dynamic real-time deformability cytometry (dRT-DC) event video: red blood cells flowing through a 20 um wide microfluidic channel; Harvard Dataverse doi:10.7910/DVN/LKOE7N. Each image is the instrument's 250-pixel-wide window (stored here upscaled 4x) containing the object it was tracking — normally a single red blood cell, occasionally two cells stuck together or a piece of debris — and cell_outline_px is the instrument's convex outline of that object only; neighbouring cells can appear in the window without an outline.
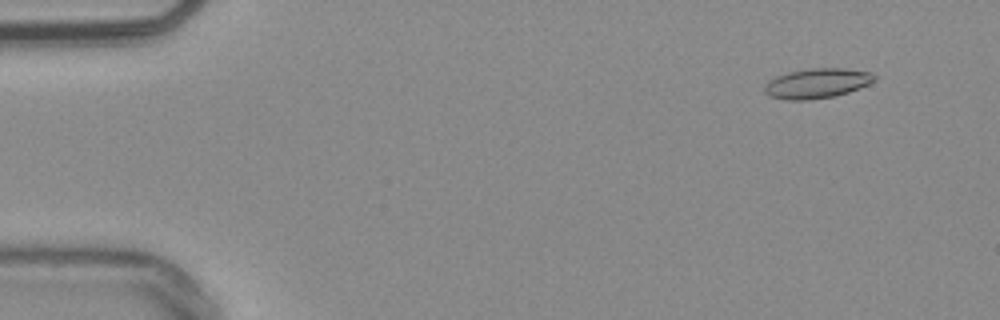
{"species": "common noctule bat (a hibernating species)", "species_latin": "Nyctalus noctula", "temperature_condition": "warm", "stored_images_in_passage": 54, "camera_frame_rate_fps": 3000, "um_per_image_px": 0.085, "animal": {"sex": "male", "body_mass_g": 20.4}, "frame": {"image": 1, "passage_image": 5, "time_ms": 1.333, "image_size_px": [1000, 320], "cell_outline_px": [[876, 80], [860, 88], [836, 96], [808, 100], [784, 100], [768, 96], [764, 92], [764, 84], [776, 76], [788, 72], [808, 68], [844, 68], [868, 72], [876, 76]], "centroid_in_image_um": [69.41, 7.09], "position_along_channel_um": 15.6, "area_um2": 19.31}}
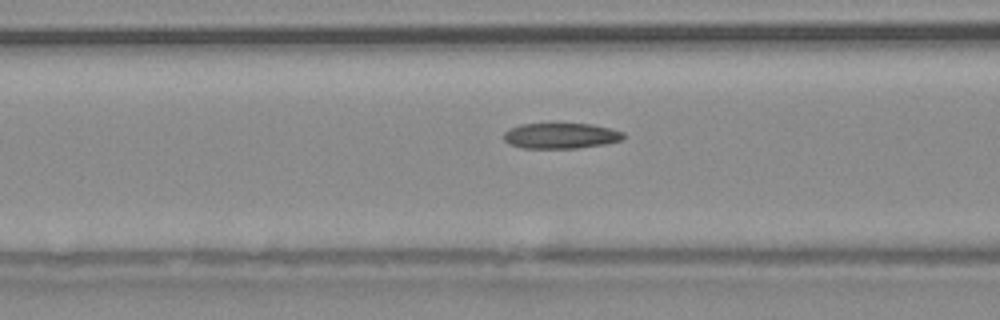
{"frame": {"image": 2, "passage_image": 22, "time_ms": 7.0, "image_size_px": [1000, 320], "cell_outline_px": [[624, 136], [620, 140], [604, 144], [576, 148], [524, 148], [508, 144], [504, 140], [504, 132], [508, 128], [520, 124], [592, 124], [624, 132]], "centroid_in_image_um": [47.62, 11.54], "position_along_channel_um": 119.0, "area_um2": 17.74}}
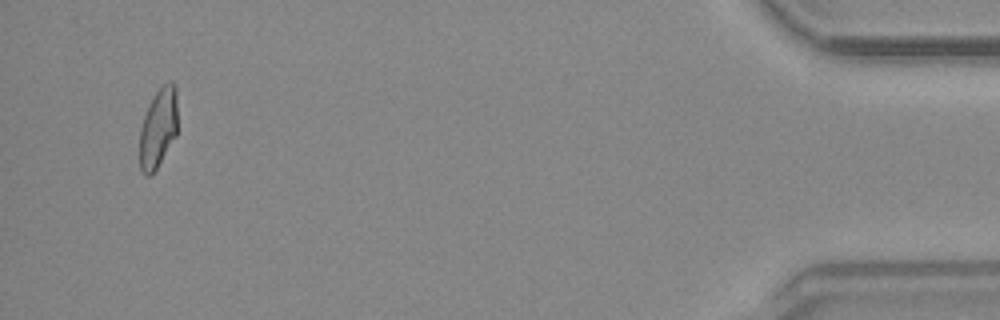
{"frame": {"image": 3, "passage_image": 52, "time_ms": 17.0, "image_size_px": [1000, 320], "cell_outline_px": [[176, 136], [156, 168], [148, 176], [144, 176], [140, 168], [140, 128], [144, 116], [152, 96], [164, 84], [172, 80], [176, 84]], "centroid_in_image_um": [13.44, 10.85], "position_along_channel_um": 421.8, "area_um2": 17.4}, "authors_computed_cell_mechanics": {"area_um2": 18.3226, "velocity_mm_per_s": 3.8048, "shape_relaxation_time_tau1_ms": null, "shape_relaxation_time_tau2_ms": 3.4739, "deformation_change_tau1": null, "deformation_change_tau2": 0.0784}}